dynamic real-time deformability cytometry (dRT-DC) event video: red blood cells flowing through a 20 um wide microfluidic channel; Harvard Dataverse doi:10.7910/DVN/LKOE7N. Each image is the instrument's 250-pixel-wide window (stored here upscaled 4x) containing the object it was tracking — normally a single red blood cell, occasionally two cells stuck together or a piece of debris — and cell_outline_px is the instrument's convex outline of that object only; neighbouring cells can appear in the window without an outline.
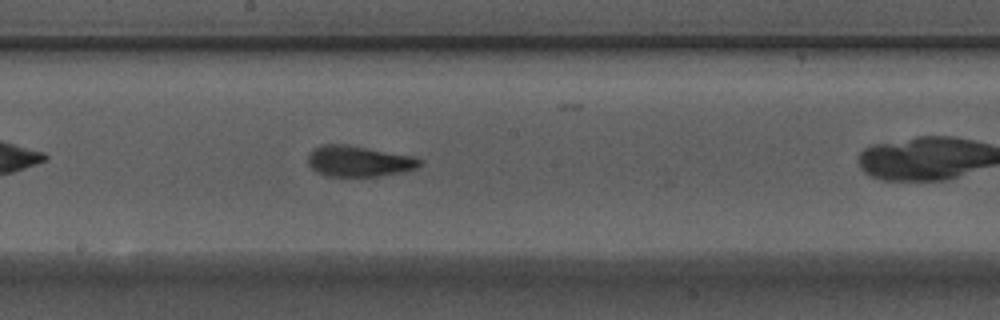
{"species": "Egyptian fruit bat (a non-hibernating species)", "species_latin": "Rousettus aegyptiacus", "temperature_condition": "warm", "stored_images_in_passage": 39, "camera_frame_rate_fps": 3000, "um_per_image_px": 0.085, "animal": {"sex": "male"}, "frame": {"image": 1, "passage_image": 12, "time_ms": 3.667, "image_size_px": [1000, 320], "cell_outline_px": [[424, 164], [416, 168], [400, 172], [376, 176], [324, 176], [316, 172], [308, 164], [308, 152], [320, 144], [348, 144], [416, 156], [424, 160]], "centroid_in_image_um": [30.51, 13.68], "position_along_channel_um": 217.7, "area_um2": 20.52}}
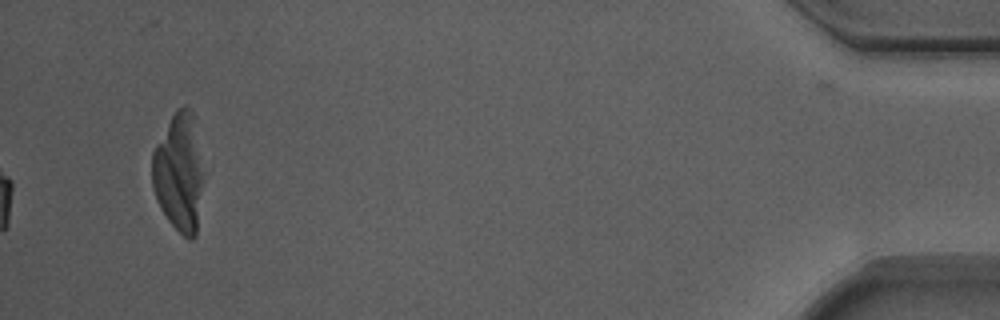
{"frame": {"image": 2, "passage_image": 39, "time_ms": 12.667, "image_size_px": [1000, 320], "cell_outline_px": [[204, 176], [196, 236], [192, 240], [188, 240], [168, 220], [160, 208], [156, 200], [152, 184], [152, 152], [156, 144], [176, 108], [184, 104], [196, 116]], "centroid_in_image_um": [15.24, 14.62], "position_along_channel_um": 420.0, "area_um2": 36.18}, "authors_computed_cell_mechanics": {"area_um2": 19.652, "velocity_mm_per_s": 3.7023, "shape_relaxation_time_tau1_ms": 6.4105, "shape_relaxation_time_tau2_ms": 0.9798, "deformation_change_tau1": 0.1683, "deformation_change_tau2": 0.0482}}